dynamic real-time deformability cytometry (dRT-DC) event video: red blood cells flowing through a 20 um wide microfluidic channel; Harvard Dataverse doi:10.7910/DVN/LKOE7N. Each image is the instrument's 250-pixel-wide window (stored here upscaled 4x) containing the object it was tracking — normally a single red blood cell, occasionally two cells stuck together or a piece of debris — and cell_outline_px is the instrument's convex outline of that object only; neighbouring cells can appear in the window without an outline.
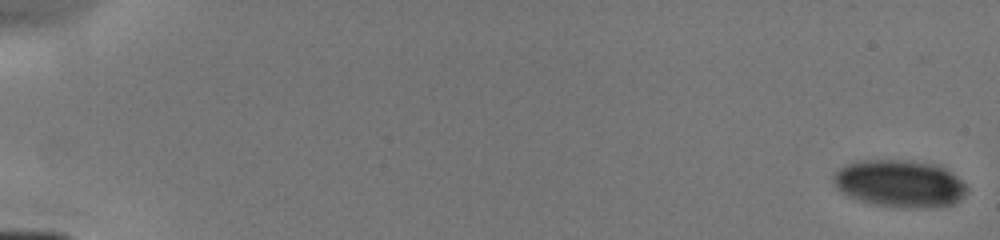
{"species": "human", "species_latin": "Homo sapiens", "temperature_condition": "cold", "stored_images_in_passage": 9, "camera_frame_rate_fps": 3000, "um_per_image_px": 0.085, "donor": {"sex": "male"}, "frame": {"image": 1, "passage_image": 1, "time_ms": 0.0, "image_size_px": [1000, 240], "cell_outline_px": [[968, 192], [960, 200], [952, 204], [928, 208], [904, 208], [876, 204], [860, 200], [848, 196], [840, 192], [836, 188], [832, 180], [832, 172], [844, 164], [860, 160], [908, 160], [936, 164], [952, 172], [968, 188]], "centroid_in_image_um": [76.44, 15.59], "position_along_channel_um": 8.6, "area_um2": 37.22}}
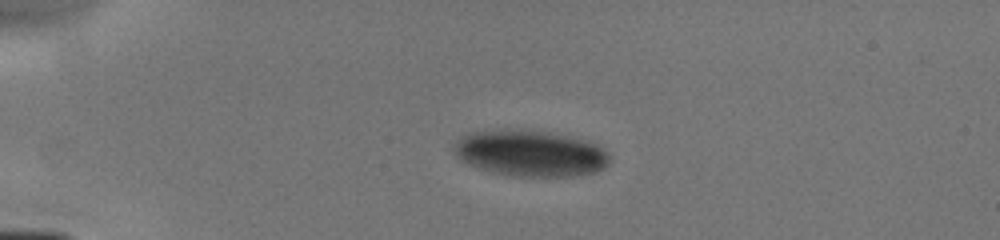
{"frame": {"image": 2, "passage_image": 6, "time_ms": 4.0, "image_size_px": [1000, 240], "cell_outline_px": [[612, 160], [604, 168], [596, 172], [576, 176], [508, 176], [492, 172], [468, 164], [460, 160], [456, 156], [452, 148], [468, 132], [504, 128], [528, 128], [576, 136], [600, 144], [612, 156]], "centroid_in_image_um": [45.15, 12.99], "position_along_channel_um": 39.8, "area_um2": 43.23}}
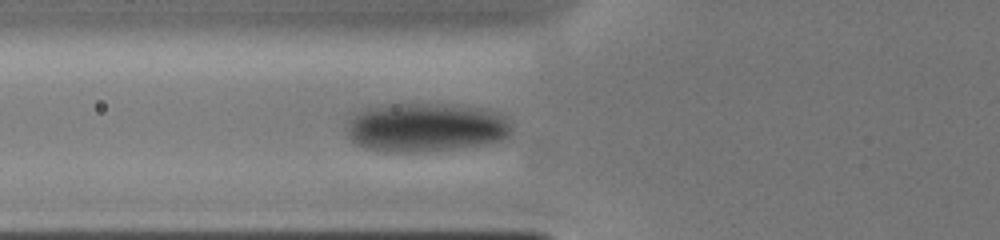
{"frame": {"image": 3, "passage_image": 9, "time_ms": 6.333, "image_size_px": [1000, 240], "cell_outline_px": [[512, 132], [504, 140], [484, 144], [452, 148], [416, 152], [384, 152], [368, 148], [356, 144], [348, 136], [348, 120], [352, 112], [364, 108], [384, 104], [464, 104], [488, 108], [508, 116], [512, 120]], "centroid_in_image_um": [36.25, 10.79], "position_along_channel_um": 89.6, "area_um2": 48.09}}